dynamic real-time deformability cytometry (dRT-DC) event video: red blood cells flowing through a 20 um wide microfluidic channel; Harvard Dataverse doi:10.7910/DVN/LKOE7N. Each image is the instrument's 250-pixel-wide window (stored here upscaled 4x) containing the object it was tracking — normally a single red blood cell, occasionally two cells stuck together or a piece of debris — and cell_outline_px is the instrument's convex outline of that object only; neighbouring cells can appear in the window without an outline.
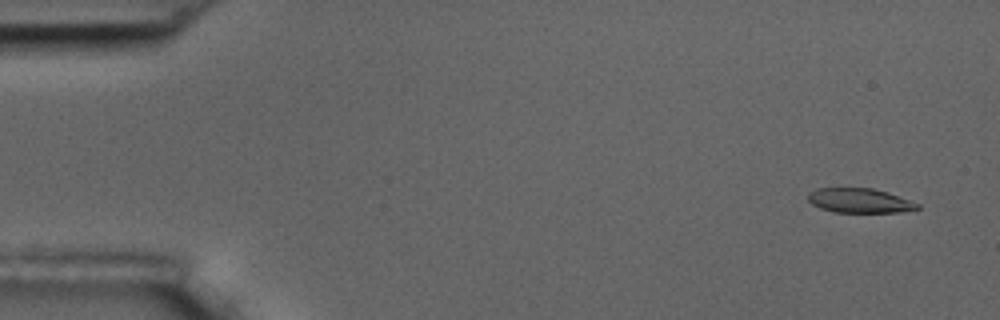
{"species": "common noctule bat (a hibernating species)", "species_latin": "Nyctalus noctula", "temperature_condition": "room temperature", "stored_images_in_passage": 56, "camera_frame_rate_fps": 3000, "um_per_image_px": 0.085, "animal": {"sex": "male", "body_mass_g": 17.5, "forearm_length_mm": 52.3}, "frame": {"image": 1, "passage_image": 3, "time_ms": 0.667, "image_size_px": [1000, 320], "cell_outline_px": [[920, 208], [900, 212], [832, 212], [820, 208], [812, 204], [808, 200], [808, 192], [816, 188], [872, 188], [888, 192], [920, 204]], "centroid_in_image_um": [73.04, 17.05], "position_along_channel_um": 12.0, "area_um2": 15.66}}
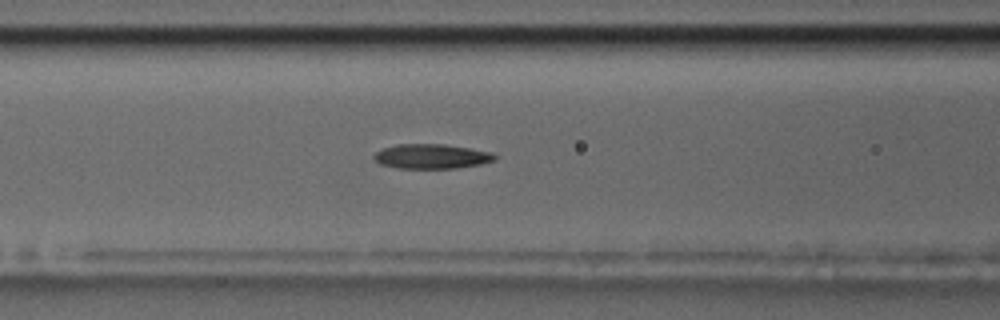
{"frame": {"image": 2, "passage_image": 23, "time_ms": 7.333, "image_size_px": [1000, 320], "cell_outline_px": [[496, 160], [480, 164], [456, 168], [396, 168], [380, 164], [372, 156], [376, 152], [384, 148], [396, 144], [444, 144], [492, 152], [496, 156]], "centroid_in_image_um": [36.67, 13.29], "position_along_channel_um": 129.9, "area_um2": 17.28}}
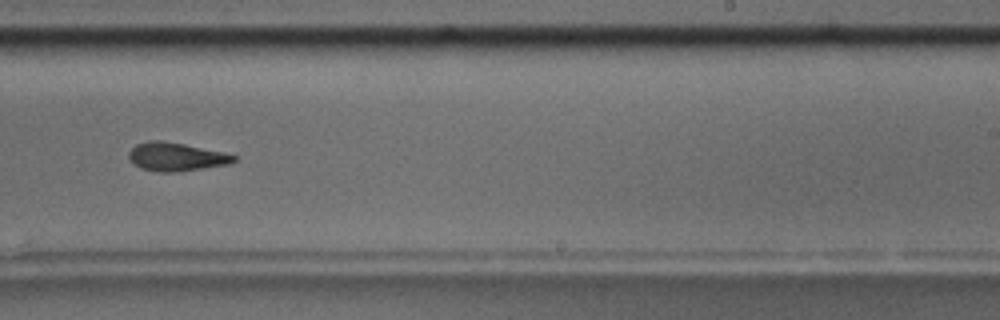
{"frame": {"image": 3, "passage_image": 35, "time_ms": 11.333, "image_size_px": [1000, 320], "cell_outline_px": [[236, 160], [228, 164], [176, 172], [160, 172], [140, 168], [128, 156], [128, 152], [136, 144], [148, 140], [160, 140], [184, 144], [220, 152], [236, 156]], "centroid_in_image_um": [14.92, 13.32], "position_along_channel_um": 274.1, "area_um2": 17.05}, "authors_computed_cell_mechanics": {"area_um2": 17.5712, "velocity_mm_per_s": 3.6119, "shape_relaxation_time_tau1_ms": 6.3551, "shape_relaxation_time_tau2_ms": null, "deformation_change_tau1": 0.1596, "deformation_change_tau2": null}}